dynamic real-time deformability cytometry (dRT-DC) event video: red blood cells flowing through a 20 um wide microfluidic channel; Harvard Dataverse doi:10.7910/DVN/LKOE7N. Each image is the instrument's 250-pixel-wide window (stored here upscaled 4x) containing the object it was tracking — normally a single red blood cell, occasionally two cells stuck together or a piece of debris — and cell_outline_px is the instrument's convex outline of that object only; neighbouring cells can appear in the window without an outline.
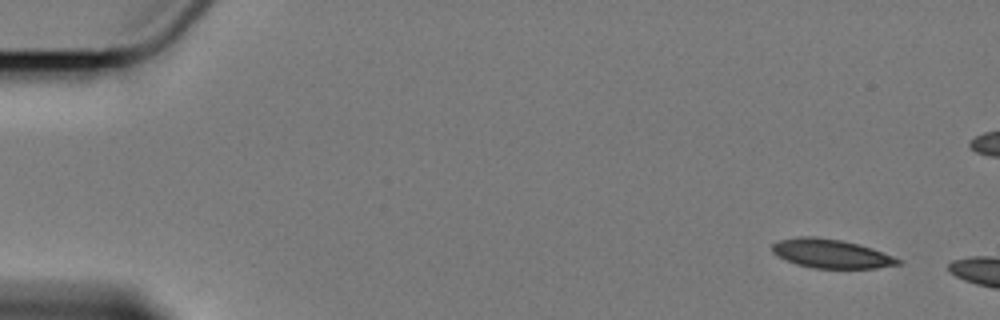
{"species": "Egyptian fruit bat (a non-hibernating species)", "species_latin": "Rousettus aegyptiacus", "temperature_condition": "cold", "stored_images_in_passage": 4, "camera_frame_rate_fps": 3000, "um_per_image_px": 0.085, "animal": {"sex": "female"}, "frame": {"image": 1, "passage_image": 1, "time_ms": 0.0, "image_size_px": [1000, 320], "cell_outline_px": [[904, 264], [876, 268], [812, 268], [796, 264], [772, 252], [772, 244], [780, 240], [796, 236], [816, 236], [840, 240], [860, 244], [872, 248], [904, 260]], "centroid_in_image_um": [70.7, 21.56], "position_along_channel_um": 14.3, "area_um2": 21.33}}